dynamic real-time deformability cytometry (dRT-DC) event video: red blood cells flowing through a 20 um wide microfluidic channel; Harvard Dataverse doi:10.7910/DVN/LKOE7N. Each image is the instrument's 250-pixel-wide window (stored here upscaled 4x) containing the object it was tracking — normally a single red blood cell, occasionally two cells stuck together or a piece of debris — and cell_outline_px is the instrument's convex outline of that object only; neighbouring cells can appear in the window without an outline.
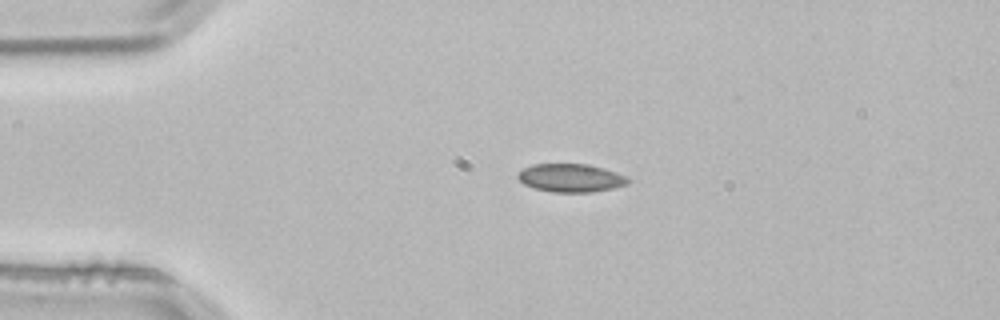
{"species": "common noctule bat (a hibernating species)", "species_latin": "Nyctalus noctula", "temperature_condition": "room temperature", "stored_images_in_passage": 3, "camera_frame_rate_fps": 3000, "um_per_image_px": 0.085, "animal": {"sex": "male", "body_mass_g": 21.5, "forearm_length_mm": 52.0}, "frame": {"image": 1, "passage_image": 2, "time_ms": 0.333, "image_size_px": [1000, 320], "cell_outline_px": [[628, 184], [612, 188], [592, 192], [552, 192], [532, 188], [524, 184], [516, 176], [516, 172], [532, 164], [584, 164], [604, 168], [616, 172], [624, 176], [628, 180]], "centroid_in_image_um": [48.45, 15.12], "position_along_channel_um": 36.5, "area_um2": 18.09}}